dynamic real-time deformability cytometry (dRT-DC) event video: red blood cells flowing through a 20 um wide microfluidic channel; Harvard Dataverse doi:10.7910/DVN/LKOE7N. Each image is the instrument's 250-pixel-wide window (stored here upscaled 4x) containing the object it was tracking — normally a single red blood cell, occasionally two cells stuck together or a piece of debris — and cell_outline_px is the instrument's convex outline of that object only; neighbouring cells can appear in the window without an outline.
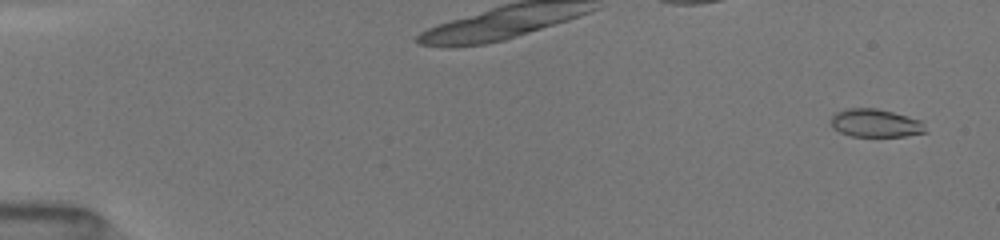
{"species": "common noctule bat (a hibernating species)", "species_latin": "Nyctalus noctula", "temperature_condition": "room temperature", "stored_images_in_passage": 20, "camera_frame_rate_fps": 3000, "um_per_image_px": 0.085, "animal": {"sex": "female", "body_mass_g": 19.5, "forearm_length_mm": 54.1}, "frame": {"image": 1, "passage_image": 3, "time_ms": 0.667, "image_size_px": [1000, 240], "cell_outline_px": [[928, 132], [904, 136], [852, 136], [840, 132], [832, 128], [828, 120], [836, 112], [848, 108], [876, 108], [892, 112], [920, 120], [924, 124]], "centroid_in_image_um": [74.38, 10.46], "position_along_channel_um": 10.6, "area_um2": 15.55}}